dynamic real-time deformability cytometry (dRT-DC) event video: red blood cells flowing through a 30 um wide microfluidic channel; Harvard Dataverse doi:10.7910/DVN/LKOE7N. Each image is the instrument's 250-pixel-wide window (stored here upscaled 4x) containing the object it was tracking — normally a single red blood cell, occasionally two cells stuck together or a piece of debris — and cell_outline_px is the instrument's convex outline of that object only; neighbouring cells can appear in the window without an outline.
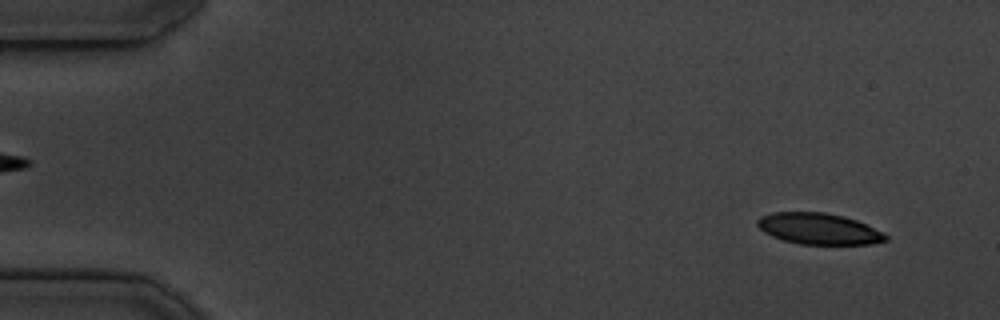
{"species": "common noctule bat (a hibernating species)", "species_latin": "Nyctalus noctula", "temperature_condition": "cold", "stored_images_in_passage": 53, "camera_frame_rate_fps": 3000, "um_per_image_px": 0.085, "animal": {"sex": "male", "body_mass_g": 19.5, "forearm_length_mm": 54.6}, "frame": {"image": 1, "passage_image": 4, "time_ms": 1.0, "image_size_px": [1000, 320], "cell_outline_px": [[884, 240], [864, 244], [808, 244], [788, 240], [776, 236], [768, 232], [760, 224], [760, 220], [764, 216], [780, 212], [816, 212], [836, 216], [852, 220], [864, 224], [872, 228], [884, 236]], "centroid_in_image_um": [69.61, 19.45], "position_along_channel_um": 15.4, "area_um2": 21.27}}
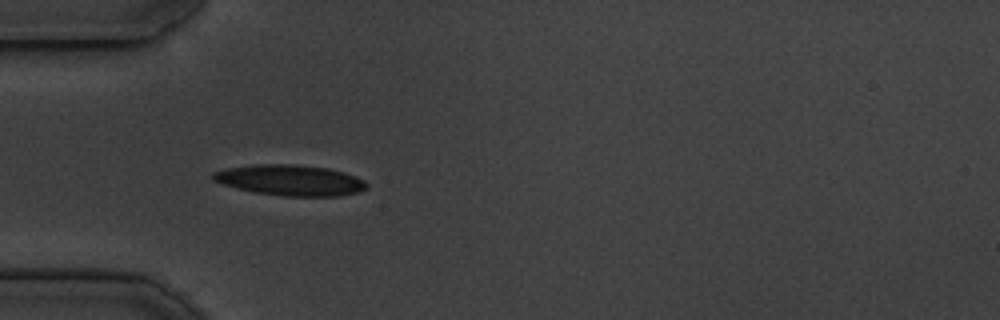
{"frame": {"image": 2, "passage_image": 16, "time_ms": 5.0, "image_size_px": [1000, 320], "cell_outline_px": [[364, 188], [348, 192], [308, 196], [304, 196], [268, 192], [244, 188], [216, 180], [216, 176], [220, 172], [236, 168], [316, 168], [336, 172], [360, 180], [364, 184]], "centroid_in_image_um": [24.74, 15.37], "position_along_channel_um": 60.3, "area_um2": 22.2}}
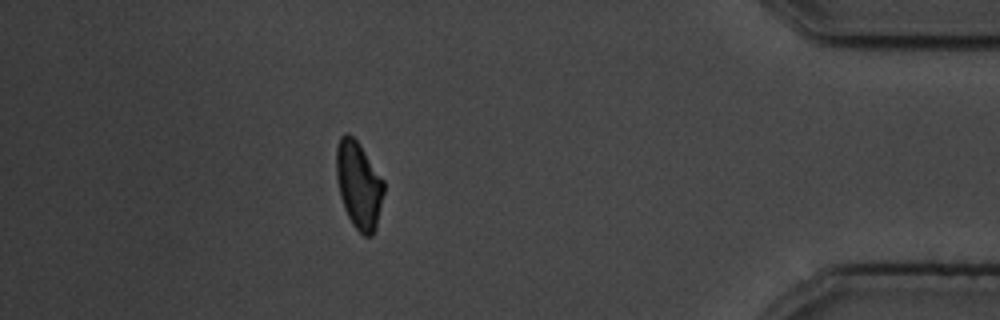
{"frame": {"image": 3, "passage_image": 47, "time_ms": 15.333, "image_size_px": [1000, 320], "cell_outline_px": [[384, 188], [376, 220], [372, 232], [368, 236], [360, 232], [352, 220], [344, 204], [340, 192], [336, 160], [336, 156], [340, 140], [344, 136], [352, 136], [356, 140], [384, 184]], "centroid_in_image_um": [30.49, 15.7], "position_along_channel_um": 404.7, "area_um2": 21.85}, "authors_computed_cell_mechanics": {"area_um2": 21.7328, "velocity_mm_per_s": 3.7878, "shape_relaxation_time_tau1_ms": 4.3727, "shape_relaxation_time_tau2_ms": 4.6919, "deformation_change_tau1": 0.1634, "deformation_change_tau2": 0.1362}}